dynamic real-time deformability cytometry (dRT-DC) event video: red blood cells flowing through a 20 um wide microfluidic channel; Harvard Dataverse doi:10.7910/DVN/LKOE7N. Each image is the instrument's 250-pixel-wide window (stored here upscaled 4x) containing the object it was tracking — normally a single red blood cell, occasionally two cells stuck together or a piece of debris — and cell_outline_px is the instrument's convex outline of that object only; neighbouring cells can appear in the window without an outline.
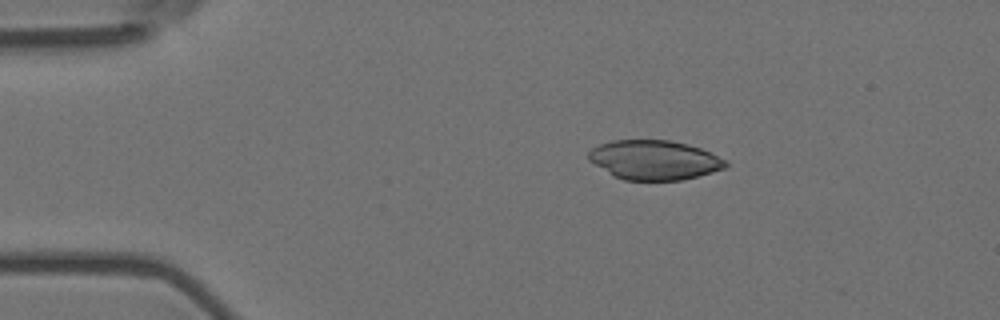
{"species": "Egyptian fruit bat (a non-hibernating species)", "species_latin": "Rousettus aegyptiacus", "temperature_condition": "room temperature", "stored_images_in_passage": 5, "camera_frame_rate_fps": 3000, "um_per_image_px": 0.085, "animal": {"sex": "female"}, "frame": {"image": 1, "passage_image": 2, "time_ms": 0.333, "image_size_px": [1000, 320], "cell_outline_px": [[728, 164], [724, 168], [712, 172], [680, 180], [624, 180], [612, 176], [588, 160], [588, 152], [592, 148], [600, 144], [612, 140], [668, 140], [688, 144], [712, 152], [728, 160]], "centroid_in_image_um": [55.61, 13.59], "position_along_channel_um": 29.4, "area_um2": 31.67}}